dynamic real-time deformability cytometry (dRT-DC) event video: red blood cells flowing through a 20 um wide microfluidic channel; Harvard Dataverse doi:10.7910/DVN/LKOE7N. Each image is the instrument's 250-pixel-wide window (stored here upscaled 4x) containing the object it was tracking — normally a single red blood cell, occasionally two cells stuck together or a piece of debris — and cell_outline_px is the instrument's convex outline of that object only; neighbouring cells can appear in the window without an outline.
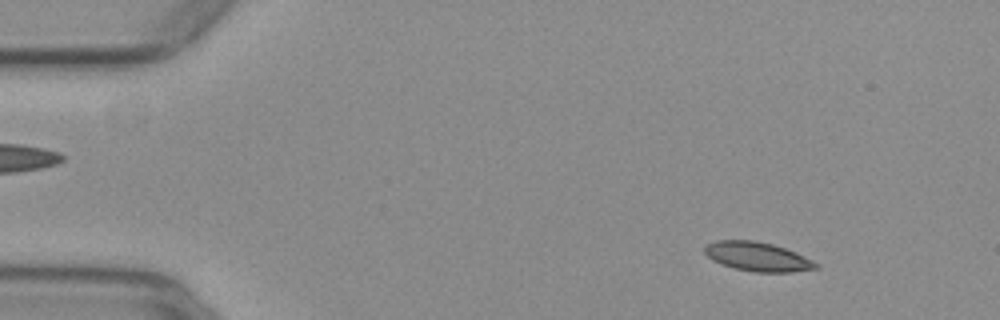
{"species": "common noctule bat (a hibernating species)", "species_latin": "Nyctalus noctula", "temperature_condition": "warm", "stored_images_in_passage": 52, "camera_frame_rate_fps": 3000, "um_per_image_px": 0.085, "animal": {"sex": "female", "body_mass_g": 29.2, "forearm_length_mm": 56.3}, "frame": {"image": 1, "passage_image": 6, "time_ms": 1.667, "image_size_px": [1000, 320], "cell_outline_px": [[820, 268], [792, 272], [756, 272], [732, 268], [712, 260], [704, 252], [704, 244], [716, 240], [756, 240], [772, 244], [796, 252], [820, 264]], "centroid_in_image_um": [64.39, 21.81], "position_along_channel_um": 20.6, "area_um2": 19.07}}
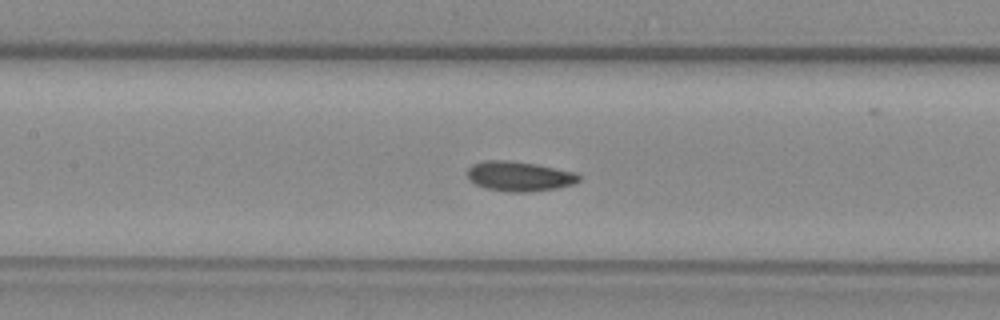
{"frame": {"image": 2, "passage_image": 24, "time_ms": 7.667, "image_size_px": [1000, 320], "cell_outline_px": [[580, 180], [576, 184], [556, 188], [528, 192], [512, 192], [488, 188], [476, 184], [468, 180], [468, 168], [472, 164], [484, 160], [504, 160], [536, 164], [576, 172], [580, 176]], "centroid_in_image_um": [44.16, 14.98], "position_along_channel_um": 163.2, "area_um2": 19.36}}
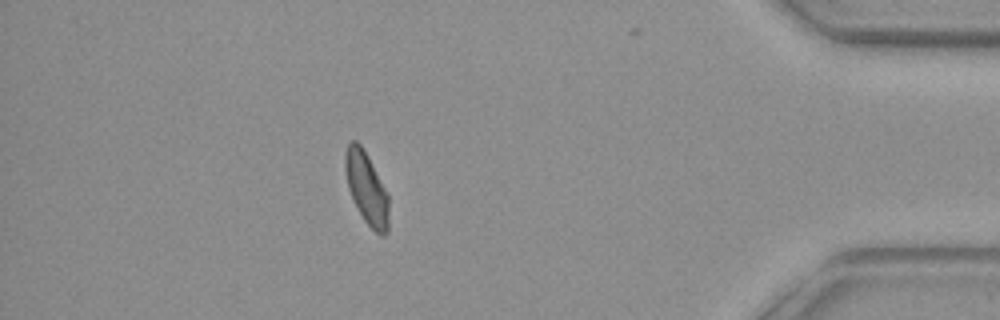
{"frame": {"image": 3, "passage_image": 46, "time_ms": 15.0, "image_size_px": [1000, 320], "cell_outline_px": [[388, 232], [384, 236], [380, 236], [364, 220], [348, 188], [344, 168], [344, 152], [348, 144], [352, 140], [356, 140], [360, 144], [368, 156], [388, 196]], "centroid_in_image_um": [31.14, 15.98], "position_along_channel_um": 404.1, "area_um2": 18.03}, "authors_computed_cell_mechanics": {"area_um2": 18.8428, "velocity_mm_per_s": 3.9374, "shape_relaxation_time_tau1_ms": 9.2556, "shape_relaxation_time_tau2_ms": 2.0551, "deformation_change_tau1": 0.1773, "deformation_change_tau2": 0.07}}